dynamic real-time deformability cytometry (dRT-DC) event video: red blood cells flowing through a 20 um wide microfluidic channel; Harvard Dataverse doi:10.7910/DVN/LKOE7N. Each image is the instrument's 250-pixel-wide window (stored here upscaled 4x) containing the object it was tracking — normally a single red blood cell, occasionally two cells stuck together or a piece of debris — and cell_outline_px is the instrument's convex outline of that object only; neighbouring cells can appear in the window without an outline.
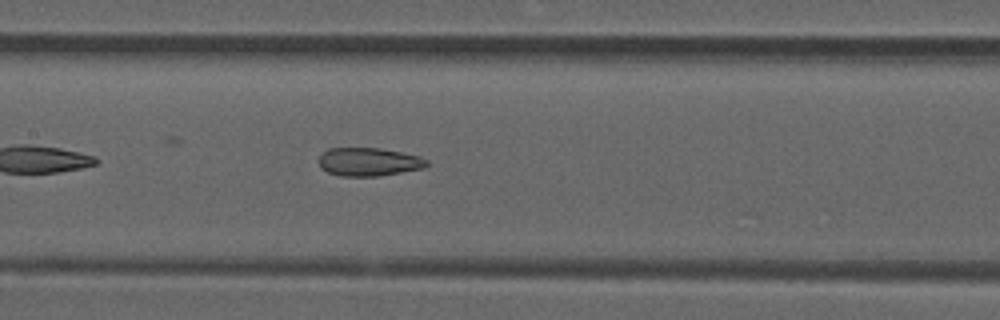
{"species": "common noctule bat (a hibernating species)", "species_latin": "Nyctalus noctula", "temperature_condition": "room temperature", "stored_images_in_passage": 24, "camera_frame_rate_fps": 3000, "um_per_image_px": 0.085, "animal": {"sex": "male", "forearm_length_mm": 52.5}, "frame": {"image": 1, "passage_image": 11, "time_ms": 3.333, "image_size_px": [1000, 320], "cell_outline_px": [[428, 164], [424, 168], [380, 176], [340, 176], [328, 172], [320, 168], [320, 156], [328, 148], [380, 148], [420, 156], [428, 160]], "centroid_in_image_um": [31.36, 13.76], "position_along_channel_um": 176.0, "area_um2": 17.8}}
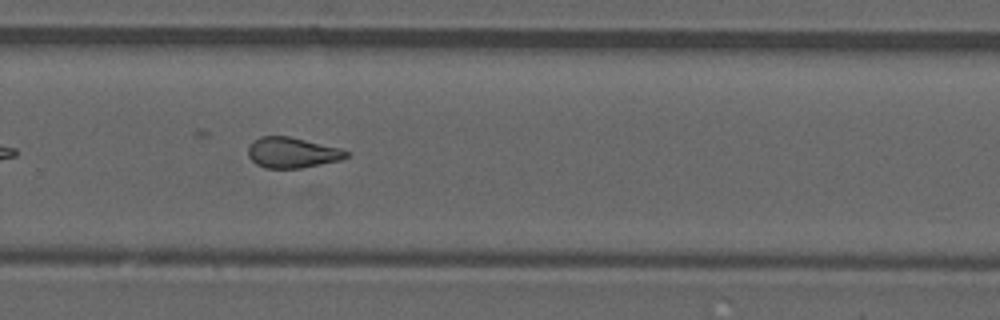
{"frame": {"image": 2, "passage_image": 21, "time_ms": 6.667, "image_size_px": [1000, 320], "cell_outline_px": [[348, 156], [340, 160], [300, 168], [264, 168], [256, 164], [248, 156], [248, 148], [252, 140], [260, 136], [288, 136], [340, 148], [348, 152]], "centroid_in_image_um": [24.79, 12.97], "position_along_channel_um": 305.0, "area_um2": 17.4}}